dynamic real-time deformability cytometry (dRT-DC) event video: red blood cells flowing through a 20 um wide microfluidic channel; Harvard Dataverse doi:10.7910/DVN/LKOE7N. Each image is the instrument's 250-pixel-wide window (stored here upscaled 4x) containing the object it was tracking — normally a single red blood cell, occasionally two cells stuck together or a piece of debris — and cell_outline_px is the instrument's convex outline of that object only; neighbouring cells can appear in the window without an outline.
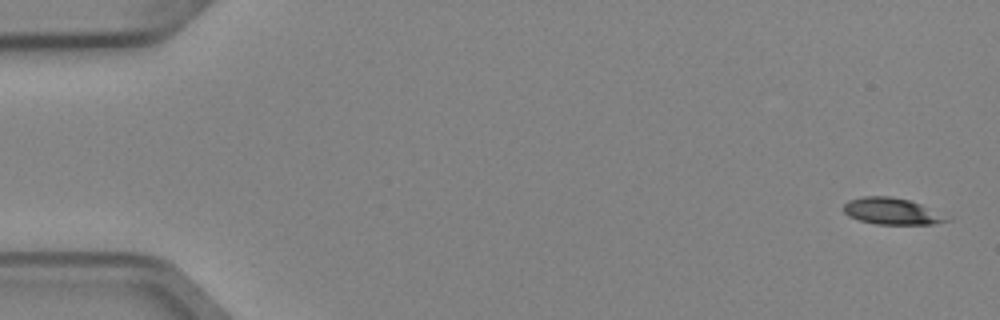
{"species": "Egyptian fruit bat (a non-hibernating species)", "species_latin": "Rousettus aegyptiacus", "temperature_condition": "cold", "stored_images_in_passage": 4, "camera_frame_rate_fps": 3000, "um_per_image_px": 0.085, "animal": {"sex": "female"}, "frame": {"image": 1, "passage_image": 1, "time_ms": 0.0, "image_size_px": [1000, 320], "cell_outline_px": [[952, 220], [936, 224], [876, 224], [860, 220], [848, 216], [844, 212], [844, 204], [848, 200], [864, 196], [888, 196], [908, 200], [920, 204], [952, 216]], "centroid_in_image_um": [75.88, 17.96], "position_along_channel_um": 9.1, "area_um2": 16.13}}
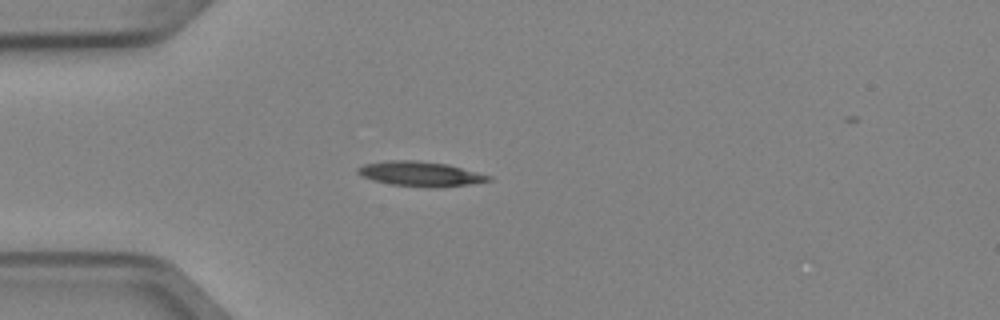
{"frame": {"image": 2, "passage_image": 4, "time_ms": 1.0, "image_size_px": [1000, 320], "cell_outline_px": [[492, 180], [468, 184], [436, 188], [428, 188], [392, 184], [360, 176], [356, 172], [356, 168], [364, 164], [388, 160], [416, 160], [448, 164], [492, 176]], "centroid_in_image_um": [35.72, 14.77], "position_along_channel_um": 49.3, "area_um2": 18.9}}